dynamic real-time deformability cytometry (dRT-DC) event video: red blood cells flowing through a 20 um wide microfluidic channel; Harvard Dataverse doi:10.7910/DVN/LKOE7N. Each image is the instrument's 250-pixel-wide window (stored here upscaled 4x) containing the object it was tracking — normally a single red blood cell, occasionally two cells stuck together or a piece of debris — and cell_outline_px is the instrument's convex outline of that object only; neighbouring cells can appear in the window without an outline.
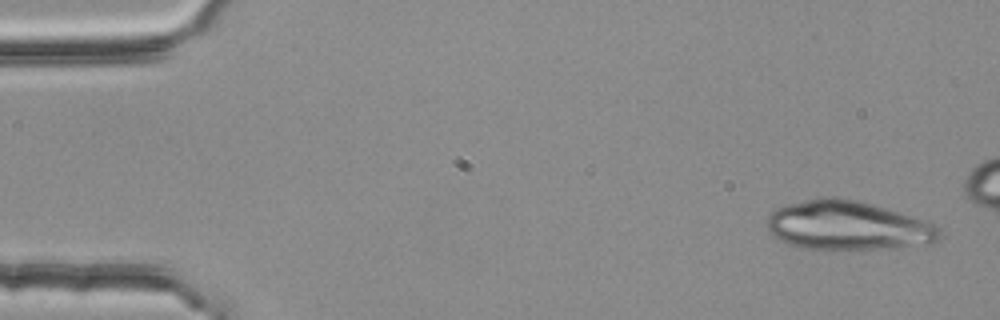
{"species": "common noctule bat (a hibernating species)", "species_latin": "Nyctalus noctula", "temperature_condition": "room temperature", "stored_images_in_passage": 5, "camera_frame_rate_fps": 3000, "um_per_image_px": 0.085, "animal": {"sex": "female", "body_mass_g": 25.1}, "frame": {"image": 1, "passage_image": 1, "time_ms": 0.0, "image_size_px": [1000, 320], "cell_outline_px": [[940, 236], [932, 244], [900, 248], [804, 248], [792, 244], [768, 232], [768, 216], [776, 208], [788, 204], [820, 196], [840, 196], [872, 204], [932, 220], [940, 228]], "centroid_in_image_um": [72.17, 19.14], "position_along_channel_um": 12.8, "area_um2": 49.59}}